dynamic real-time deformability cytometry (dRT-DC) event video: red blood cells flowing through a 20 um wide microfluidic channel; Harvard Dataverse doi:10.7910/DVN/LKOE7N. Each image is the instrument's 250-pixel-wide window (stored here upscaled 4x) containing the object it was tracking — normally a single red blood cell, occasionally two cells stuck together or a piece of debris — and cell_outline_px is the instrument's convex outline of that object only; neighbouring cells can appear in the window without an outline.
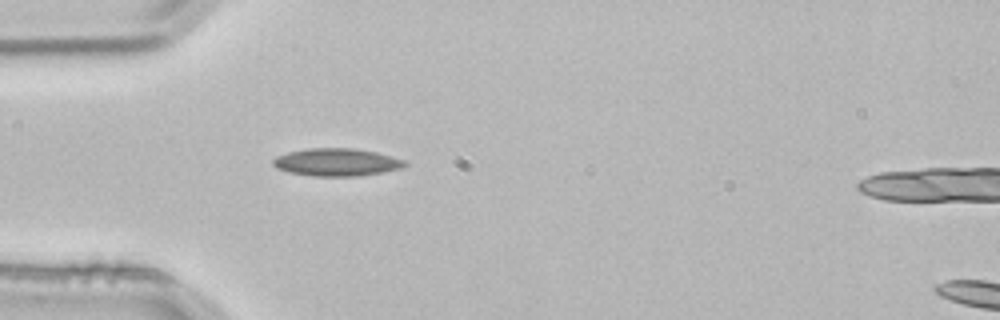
{"species": "common noctule bat (a hibernating species)", "species_latin": "Nyctalus noctula", "temperature_condition": "room temperature", "stored_images_in_passage": 3, "camera_frame_rate_fps": 3000, "um_per_image_px": 0.085, "animal": {"sex": "male", "body_mass_g": 21.5, "forearm_length_mm": 52.0}, "frame": {"image": 1, "passage_image": 3, "time_ms": 0.667, "image_size_px": [1000, 320], "cell_outline_px": [[408, 164], [400, 168], [360, 176], [312, 176], [288, 172], [276, 168], [272, 164], [272, 160], [276, 156], [288, 152], [308, 148], [352, 148], [376, 152], [404, 160]], "centroid_in_image_um": [28.56, 13.79], "position_along_channel_um": 56.4, "area_um2": 21.15}}